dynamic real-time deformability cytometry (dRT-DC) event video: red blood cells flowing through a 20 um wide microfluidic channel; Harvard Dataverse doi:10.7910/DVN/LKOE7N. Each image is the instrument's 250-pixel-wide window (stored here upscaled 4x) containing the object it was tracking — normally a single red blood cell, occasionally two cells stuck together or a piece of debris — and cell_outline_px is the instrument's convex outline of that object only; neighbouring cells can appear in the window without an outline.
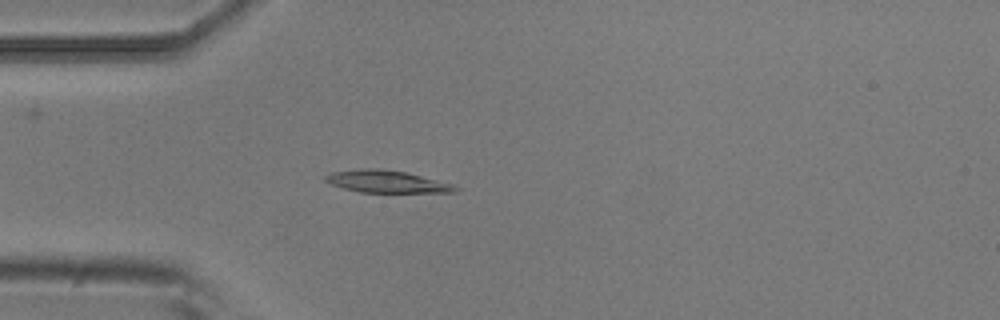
{"species": "common noctule bat (a hibernating species)", "species_latin": "Nyctalus noctula", "temperature_condition": "room temperature", "stored_images_in_passage": 4, "camera_frame_rate_fps": 3000, "um_per_image_px": 0.085, "animal": {"sex": "male", "body_mass_g": 20.5, "forearm_length_mm": 52.5}, "frame": {"image": 1, "passage_image": 4, "time_ms": 1.0, "image_size_px": [1000, 320], "cell_outline_px": [[460, 188], [456, 192], [360, 192], [344, 188], [332, 184], [324, 180], [324, 176], [332, 172], [360, 168], [376, 168], [404, 172], [452, 184]], "centroid_in_image_um": [32.83, 15.43], "position_along_channel_um": 52.2, "area_um2": 16.53}}